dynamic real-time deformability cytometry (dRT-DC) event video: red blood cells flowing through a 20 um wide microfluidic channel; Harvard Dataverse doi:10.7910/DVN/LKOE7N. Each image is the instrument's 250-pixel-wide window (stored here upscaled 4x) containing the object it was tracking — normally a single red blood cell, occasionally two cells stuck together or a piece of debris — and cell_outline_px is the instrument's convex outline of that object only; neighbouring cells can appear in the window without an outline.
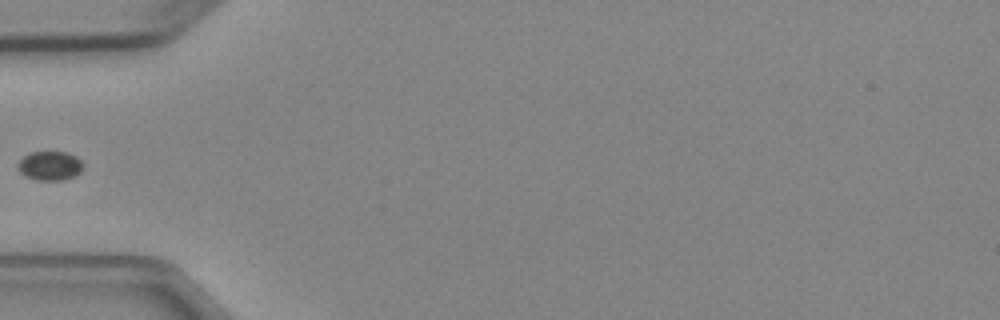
{"species": "Egyptian fruit bat (a non-hibernating species)", "species_latin": "Rousettus aegyptiacus", "temperature_condition": "cold", "stored_images_in_passage": 4, "camera_frame_rate_fps": 3000, "um_per_image_px": 0.085, "animal": {"sex": "female"}, "frame": {"image": 1, "passage_image": 4, "time_ms": 3.333, "image_size_px": [1000, 320], "cell_outline_px": [[84, 168], [80, 172], [64, 180], [36, 180], [24, 176], [20, 172], [16, 164], [24, 156], [32, 152], [68, 152], [76, 156], [84, 164]], "centroid_in_image_um": [4.24, 14.09], "position_along_channel_um": 80.8, "area_um2": 11.16}}